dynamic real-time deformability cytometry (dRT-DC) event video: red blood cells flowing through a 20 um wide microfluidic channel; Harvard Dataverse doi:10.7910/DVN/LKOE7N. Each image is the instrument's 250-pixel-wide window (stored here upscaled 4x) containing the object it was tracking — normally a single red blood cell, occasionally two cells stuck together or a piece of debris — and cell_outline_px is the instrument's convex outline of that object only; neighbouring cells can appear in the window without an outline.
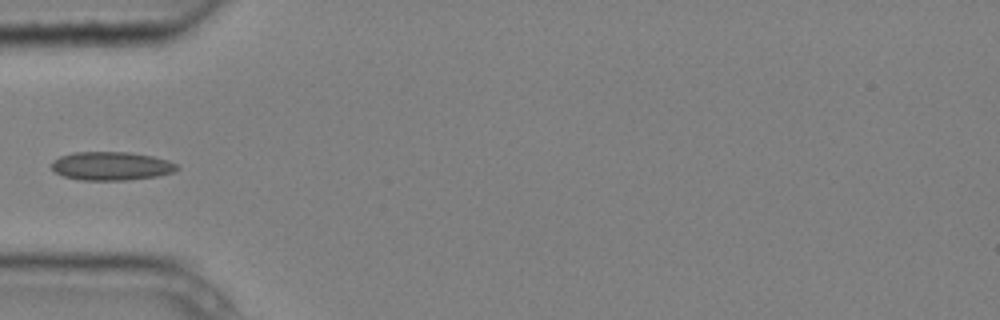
{"species": "common noctule bat (a hibernating species)", "species_latin": "Nyctalus noctula", "temperature_condition": "cold", "stored_images_in_passage": 3, "camera_frame_rate_fps": 3000, "um_per_image_px": 0.085, "animal": {"sex": "male", "body_mass_g": 20.4}, "frame": {"image": 1, "passage_image": 3, "time_ms": 0.667, "image_size_px": [1000, 320], "cell_outline_px": [[180, 168], [172, 172], [156, 176], [128, 180], [80, 180], [64, 176], [56, 172], [52, 168], [52, 160], [60, 156], [72, 152], [128, 152], [152, 156], [168, 160], [176, 164]], "centroid_in_image_um": [9.45, 14.1], "position_along_channel_um": 75.6, "area_um2": 20.81}}